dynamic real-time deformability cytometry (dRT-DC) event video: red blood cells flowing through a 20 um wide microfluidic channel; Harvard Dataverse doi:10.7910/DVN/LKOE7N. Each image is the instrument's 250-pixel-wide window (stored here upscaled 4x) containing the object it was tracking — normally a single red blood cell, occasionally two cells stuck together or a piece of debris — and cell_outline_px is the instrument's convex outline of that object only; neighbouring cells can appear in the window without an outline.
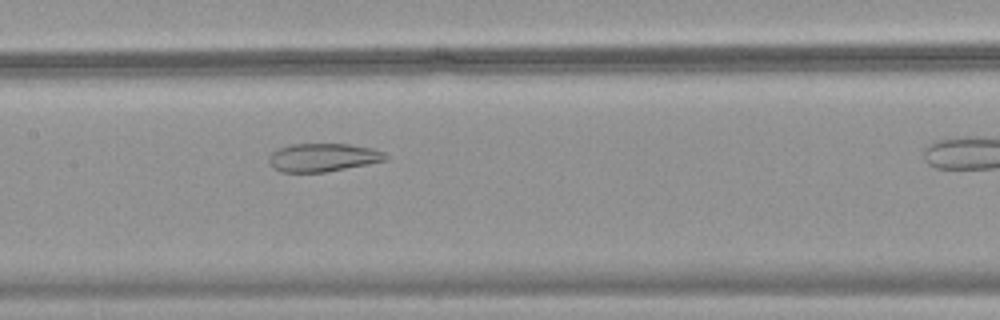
{"species": "common noctule bat (a hibernating species)", "species_latin": "Nyctalus noctula", "temperature_condition": "warm", "stored_images_in_passage": 29, "camera_frame_rate_fps": 3000, "um_per_image_px": 0.085, "animal": {"sex": "female", "body_mass_g": 18.4}, "frame": {"image": 1, "passage_image": 13, "time_ms": 4.0, "image_size_px": [1000, 320], "cell_outline_px": [[388, 160], [368, 164], [324, 172], [280, 172], [272, 168], [268, 160], [268, 156], [272, 152], [280, 148], [292, 144], [348, 144], [372, 148], [384, 152], [388, 156]], "centroid_in_image_um": [27.44, 13.39], "position_along_channel_um": 180.0, "area_um2": 19.25}}
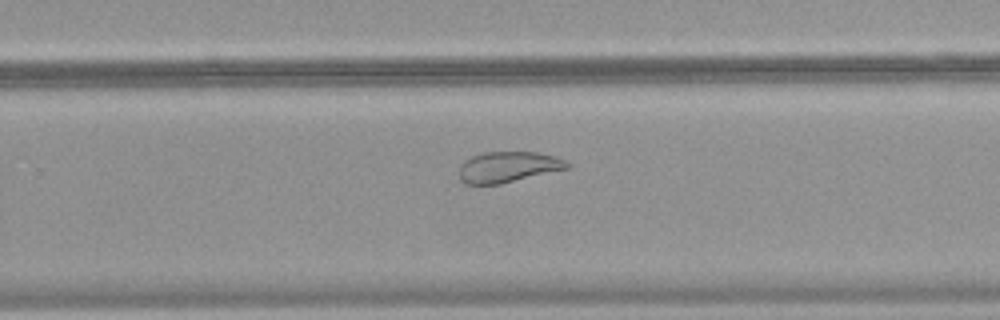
{"frame": {"image": 2, "passage_image": 21, "time_ms": 6.667, "image_size_px": [1000, 320], "cell_outline_px": [[572, 168], [500, 184], [468, 184], [460, 180], [460, 164], [464, 160], [472, 156], [484, 152], [536, 152], [556, 156], [568, 160], [572, 164]], "centroid_in_image_um": [43.27, 14.19], "position_along_channel_um": 286.5, "area_um2": 19.71}}